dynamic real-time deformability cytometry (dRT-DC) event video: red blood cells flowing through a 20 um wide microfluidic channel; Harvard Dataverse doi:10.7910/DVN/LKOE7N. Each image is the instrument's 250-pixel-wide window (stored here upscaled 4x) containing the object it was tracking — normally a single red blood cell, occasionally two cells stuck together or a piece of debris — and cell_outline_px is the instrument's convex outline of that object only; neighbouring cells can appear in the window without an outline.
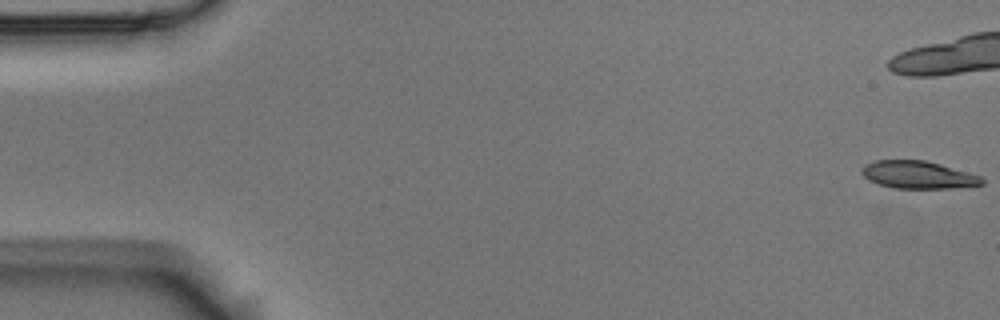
{"species": "Egyptian fruit bat (a non-hibernating species)", "species_latin": "Rousettus aegyptiacus", "temperature_condition": "room temperature", "stored_images_in_passage": 6, "camera_frame_rate_fps": 3000, "um_per_image_px": 0.085, "animal": {"sex": "male"}, "frame": {"image": 1, "passage_image": 1, "time_ms": 0.0, "image_size_px": [1000, 320], "cell_outline_px": [[984, 184], [972, 188], [892, 188], [868, 180], [860, 172], [864, 164], [876, 160], [924, 160], [940, 164], [980, 176], [984, 180]], "centroid_in_image_um": [78.07, 14.87], "position_along_channel_um": 6.9, "area_um2": 19.48}}